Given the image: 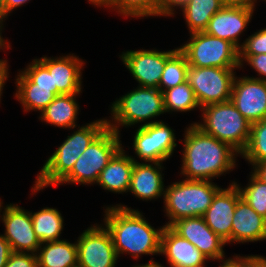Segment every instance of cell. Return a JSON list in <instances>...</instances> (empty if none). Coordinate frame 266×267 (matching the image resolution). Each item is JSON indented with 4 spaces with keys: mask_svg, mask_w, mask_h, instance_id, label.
<instances>
[{
    "mask_svg": "<svg viewBox=\"0 0 266 267\" xmlns=\"http://www.w3.org/2000/svg\"><path fill=\"white\" fill-rule=\"evenodd\" d=\"M131 175V183L128 192H131L136 199L151 201L164 197V174L163 163L160 162H142L135 159Z\"/></svg>",
    "mask_w": 266,
    "mask_h": 267,
    "instance_id": "20",
    "label": "cell"
},
{
    "mask_svg": "<svg viewBox=\"0 0 266 267\" xmlns=\"http://www.w3.org/2000/svg\"><path fill=\"white\" fill-rule=\"evenodd\" d=\"M240 156L252 166L266 161V118L251 124L247 146Z\"/></svg>",
    "mask_w": 266,
    "mask_h": 267,
    "instance_id": "29",
    "label": "cell"
},
{
    "mask_svg": "<svg viewBox=\"0 0 266 267\" xmlns=\"http://www.w3.org/2000/svg\"><path fill=\"white\" fill-rule=\"evenodd\" d=\"M12 252L9 242L0 234V267H5Z\"/></svg>",
    "mask_w": 266,
    "mask_h": 267,
    "instance_id": "40",
    "label": "cell"
},
{
    "mask_svg": "<svg viewBox=\"0 0 266 267\" xmlns=\"http://www.w3.org/2000/svg\"><path fill=\"white\" fill-rule=\"evenodd\" d=\"M157 263L158 262H156L155 260H153V258H151L148 263H145V264H142V265L141 264L133 265L132 267H159L157 265Z\"/></svg>",
    "mask_w": 266,
    "mask_h": 267,
    "instance_id": "47",
    "label": "cell"
},
{
    "mask_svg": "<svg viewBox=\"0 0 266 267\" xmlns=\"http://www.w3.org/2000/svg\"><path fill=\"white\" fill-rule=\"evenodd\" d=\"M249 176V181L244 188H241L237 182L234 183L245 202L266 219V184L253 172Z\"/></svg>",
    "mask_w": 266,
    "mask_h": 267,
    "instance_id": "32",
    "label": "cell"
},
{
    "mask_svg": "<svg viewBox=\"0 0 266 267\" xmlns=\"http://www.w3.org/2000/svg\"><path fill=\"white\" fill-rule=\"evenodd\" d=\"M220 189L212 181L183 179L165 188L164 212L170 226L176 220L203 216Z\"/></svg>",
    "mask_w": 266,
    "mask_h": 267,
    "instance_id": "4",
    "label": "cell"
},
{
    "mask_svg": "<svg viewBox=\"0 0 266 267\" xmlns=\"http://www.w3.org/2000/svg\"><path fill=\"white\" fill-rule=\"evenodd\" d=\"M223 7L221 0H189L181 9L189 33L204 32L212 16Z\"/></svg>",
    "mask_w": 266,
    "mask_h": 267,
    "instance_id": "26",
    "label": "cell"
},
{
    "mask_svg": "<svg viewBox=\"0 0 266 267\" xmlns=\"http://www.w3.org/2000/svg\"><path fill=\"white\" fill-rule=\"evenodd\" d=\"M16 76L15 98L22 104L24 112L41 113L57 97V89L36 87L21 71Z\"/></svg>",
    "mask_w": 266,
    "mask_h": 267,
    "instance_id": "25",
    "label": "cell"
},
{
    "mask_svg": "<svg viewBox=\"0 0 266 267\" xmlns=\"http://www.w3.org/2000/svg\"><path fill=\"white\" fill-rule=\"evenodd\" d=\"M106 8L126 18L157 16V0H113Z\"/></svg>",
    "mask_w": 266,
    "mask_h": 267,
    "instance_id": "31",
    "label": "cell"
},
{
    "mask_svg": "<svg viewBox=\"0 0 266 267\" xmlns=\"http://www.w3.org/2000/svg\"><path fill=\"white\" fill-rule=\"evenodd\" d=\"M183 142L180 174L184 179L212 181L237 166L236 157L240 154L195 124L186 127Z\"/></svg>",
    "mask_w": 266,
    "mask_h": 267,
    "instance_id": "1",
    "label": "cell"
},
{
    "mask_svg": "<svg viewBox=\"0 0 266 267\" xmlns=\"http://www.w3.org/2000/svg\"><path fill=\"white\" fill-rule=\"evenodd\" d=\"M165 112H188L196 108L201 110L193 89L185 81L162 92Z\"/></svg>",
    "mask_w": 266,
    "mask_h": 267,
    "instance_id": "28",
    "label": "cell"
},
{
    "mask_svg": "<svg viewBox=\"0 0 266 267\" xmlns=\"http://www.w3.org/2000/svg\"><path fill=\"white\" fill-rule=\"evenodd\" d=\"M133 137L135 155L143 162L163 163L174 153L177 146L174 130L162 120L138 126Z\"/></svg>",
    "mask_w": 266,
    "mask_h": 267,
    "instance_id": "10",
    "label": "cell"
},
{
    "mask_svg": "<svg viewBox=\"0 0 266 267\" xmlns=\"http://www.w3.org/2000/svg\"><path fill=\"white\" fill-rule=\"evenodd\" d=\"M235 181L227 188H220L213 197L211 205L203 218L207 226L226 244L231 243V229L237 200L241 197Z\"/></svg>",
    "mask_w": 266,
    "mask_h": 267,
    "instance_id": "16",
    "label": "cell"
},
{
    "mask_svg": "<svg viewBox=\"0 0 266 267\" xmlns=\"http://www.w3.org/2000/svg\"><path fill=\"white\" fill-rule=\"evenodd\" d=\"M5 22V0H0V23L4 25Z\"/></svg>",
    "mask_w": 266,
    "mask_h": 267,
    "instance_id": "46",
    "label": "cell"
},
{
    "mask_svg": "<svg viewBox=\"0 0 266 267\" xmlns=\"http://www.w3.org/2000/svg\"><path fill=\"white\" fill-rule=\"evenodd\" d=\"M33 229L41 243L61 240L64 219L56 208L45 207L37 212H31Z\"/></svg>",
    "mask_w": 266,
    "mask_h": 267,
    "instance_id": "27",
    "label": "cell"
},
{
    "mask_svg": "<svg viewBox=\"0 0 266 267\" xmlns=\"http://www.w3.org/2000/svg\"><path fill=\"white\" fill-rule=\"evenodd\" d=\"M263 267H266V257H263Z\"/></svg>",
    "mask_w": 266,
    "mask_h": 267,
    "instance_id": "49",
    "label": "cell"
},
{
    "mask_svg": "<svg viewBox=\"0 0 266 267\" xmlns=\"http://www.w3.org/2000/svg\"><path fill=\"white\" fill-rule=\"evenodd\" d=\"M248 267H263V256L255 255V260Z\"/></svg>",
    "mask_w": 266,
    "mask_h": 267,
    "instance_id": "45",
    "label": "cell"
},
{
    "mask_svg": "<svg viewBox=\"0 0 266 267\" xmlns=\"http://www.w3.org/2000/svg\"><path fill=\"white\" fill-rule=\"evenodd\" d=\"M0 200L1 221L5 227L2 236L9 242L14 252H29L36 254L41 242L33 229V221L30 211L23 209L17 204H7L2 206Z\"/></svg>",
    "mask_w": 266,
    "mask_h": 267,
    "instance_id": "12",
    "label": "cell"
},
{
    "mask_svg": "<svg viewBox=\"0 0 266 267\" xmlns=\"http://www.w3.org/2000/svg\"><path fill=\"white\" fill-rule=\"evenodd\" d=\"M38 60L52 74L53 88H57V96L62 94L82 93V71L85 62L75 54L59 57H41Z\"/></svg>",
    "mask_w": 266,
    "mask_h": 267,
    "instance_id": "17",
    "label": "cell"
},
{
    "mask_svg": "<svg viewBox=\"0 0 266 267\" xmlns=\"http://www.w3.org/2000/svg\"><path fill=\"white\" fill-rule=\"evenodd\" d=\"M188 2L189 0H157V17L174 16V8L182 9Z\"/></svg>",
    "mask_w": 266,
    "mask_h": 267,
    "instance_id": "37",
    "label": "cell"
},
{
    "mask_svg": "<svg viewBox=\"0 0 266 267\" xmlns=\"http://www.w3.org/2000/svg\"><path fill=\"white\" fill-rule=\"evenodd\" d=\"M113 0H88L89 3L97 7L106 8Z\"/></svg>",
    "mask_w": 266,
    "mask_h": 267,
    "instance_id": "44",
    "label": "cell"
},
{
    "mask_svg": "<svg viewBox=\"0 0 266 267\" xmlns=\"http://www.w3.org/2000/svg\"><path fill=\"white\" fill-rule=\"evenodd\" d=\"M231 101L251 124L266 118V82L249 76H235Z\"/></svg>",
    "mask_w": 266,
    "mask_h": 267,
    "instance_id": "14",
    "label": "cell"
},
{
    "mask_svg": "<svg viewBox=\"0 0 266 267\" xmlns=\"http://www.w3.org/2000/svg\"><path fill=\"white\" fill-rule=\"evenodd\" d=\"M252 172L266 184V161L253 166Z\"/></svg>",
    "mask_w": 266,
    "mask_h": 267,
    "instance_id": "43",
    "label": "cell"
},
{
    "mask_svg": "<svg viewBox=\"0 0 266 267\" xmlns=\"http://www.w3.org/2000/svg\"><path fill=\"white\" fill-rule=\"evenodd\" d=\"M2 28H4V26L0 23V36H2Z\"/></svg>",
    "mask_w": 266,
    "mask_h": 267,
    "instance_id": "48",
    "label": "cell"
},
{
    "mask_svg": "<svg viewBox=\"0 0 266 267\" xmlns=\"http://www.w3.org/2000/svg\"><path fill=\"white\" fill-rule=\"evenodd\" d=\"M188 66L186 56L178 49L165 63L158 89L164 92L184 83Z\"/></svg>",
    "mask_w": 266,
    "mask_h": 267,
    "instance_id": "30",
    "label": "cell"
},
{
    "mask_svg": "<svg viewBox=\"0 0 266 267\" xmlns=\"http://www.w3.org/2000/svg\"><path fill=\"white\" fill-rule=\"evenodd\" d=\"M255 260V255H233V258L223 259L219 267H248Z\"/></svg>",
    "mask_w": 266,
    "mask_h": 267,
    "instance_id": "39",
    "label": "cell"
},
{
    "mask_svg": "<svg viewBox=\"0 0 266 267\" xmlns=\"http://www.w3.org/2000/svg\"><path fill=\"white\" fill-rule=\"evenodd\" d=\"M29 1L30 0H5V20L14 9L20 8Z\"/></svg>",
    "mask_w": 266,
    "mask_h": 267,
    "instance_id": "42",
    "label": "cell"
},
{
    "mask_svg": "<svg viewBox=\"0 0 266 267\" xmlns=\"http://www.w3.org/2000/svg\"><path fill=\"white\" fill-rule=\"evenodd\" d=\"M223 6L256 9L257 0H221Z\"/></svg>",
    "mask_w": 266,
    "mask_h": 267,
    "instance_id": "41",
    "label": "cell"
},
{
    "mask_svg": "<svg viewBox=\"0 0 266 267\" xmlns=\"http://www.w3.org/2000/svg\"><path fill=\"white\" fill-rule=\"evenodd\" d=\"M170 227L181 237L192 243L209 260L225 259L224 246L227 245L206 224L203 216L176 220Z\"/></svg>",
    "mask_w": 266,
    "mask_h": 267,
    "instance_id": "15",
    "label": "cell"
},
{
    "mask_svg": "<svg viewBox=\"0 0 266 267\" xmlns=\"http://www.w3.org/2000/svg\"><path fill=\"white\" fill-rule=\"evenodd\" d=\"M253 12L250 8L224 6L212 16L204 32L229 41L239 50L240 35L246 31Z\"/></svg>",
    "mask_w": 266,
    "mask_h": 267,
    "instance_id": "18",
    "label": "cell"
},
{
    "mask_svg": "<svg viewBox=\"0 0 266 267\" xmlns=\"http://www.w3.org/2000/svg\"><path fill=\"white\" fill-rule=\"evenodd\" d=\"M36 256L38 267H78L77 244L66 239L41 243Z\"/></svg>",
    "mask_w": 266,
    "mask_h": 267,
    "instance_id": "24",
    "label": "cell"
},
{
    "mask_svg": "<svg viewBox=\"0 0 266 267\" xmlns=\"http://www.w3.org/2000/svg\"><path fill=\"white\" fill-rule=\"evenodd\" d=\"M263 240H266V219L240 197L233 215L231 244Z\"/></svg>",
    "mask_w": 266,
    "mask_h": 267,
    "instance_id": "21",
    "label": "cell"
},
{
    "mask_svg": "<svg viewBox=\"0 0 266 267\" xmlns=\"http://www.w3.org/2000/svg\"><path fill=\"white\" fill-rule=\"evenodd\" d=\"M202 122H193L204 133L234 148L239 154L246 148L251 123L237 110L231 100L201 108Z\"/></svg>",
    "mask_w": 266,
    "mask_h": 267,
    "instance_id": "6",
    "label": "cell"
},
{
    "mask_svg": "<svg viewBox=\"0 0 266 267\" xmlns=\"http://www.w3.org/2000/svg\"><path fill=\"white\" fill-rule=\"evenodd\" d=\"M5 267H38L37 256L29 252H12Z\"/></svg>",
    "mask_w": 266,
    "mask_h": 267,
    "instance_id": "36",
    "label": "cell"
},
{
    "mask_svg": "<svg viewBox=\"0 0 266 267\" xmlns=\"http://www.w3.org/2000/svg\"><path fill=\"white\" fill-rule=\"evenodd\" d=\"M245 62L260 76L253 78L266 82V53H261L258 55H239L240 68L243 67Z\"/></svg>",
    "mask_w": 266,
    "mask_h": 267,
    "instance_id": "35",
    "label": "cell"
},
{
    "mask_svg": "<svg viewBox=\"0 0 266 267\" xmlns=\"http://www.w3.org/2000/svg\"><path fill=\"white\" fill-rule=\"evenodd\" d=\"M78 267H115L118 256L109 231L102 224L88 227L78 237Z\"/></svg>",
    "mask_w": 266,
    "mask_h": 267,
    "instance_id": "11",
    "label": "cell"
},
{
    "mask_svg": "<svg viewBox=\"0 0 266 267\" xmlns=\"http://www.w3.org/2000/svg\"><path fill=\"white\" fill-rule=\"evenodd\" d=\"M28 66L21 71L36 87L53 88L52 74L38 60L34 59Z\"/></svg>",
    "mask_w": 266,
    "mask_h": 267,
    "instance_id": "33",
    "label": "cell"
},
{
    "mask_svg": "<svg viewBox=\"0 0 266 267\" xmlns=\"http://www.w3.org/2000/svg\"><path fill=\"white\" fill-rule=\"evenodd\" d=\"M189 39L179 50L190 66L240 69L239 50L229 41L206 32L192 33Z\"/></svg>",
    "mask_w": 266,
    "mask_h": 267,
    "instance_id": "8",
    "label": "cell"
},
{
    "mask_svg": "<svg viewBox=\"0 0 266 267\" xmlns=\"http://www.w3.org/2000/svg\"><path fill=\"white\" fill-rule=\"evenodd\" d=\"M122 147L100 172L96 182L102 189L123 194L130 188L131 175L135 160L127 155Z\"/></svg>",
    "mask_w": 266,
    "mask_h": 267,
    "instance_id": "22",
    "label": "cell"
},
{
    "mask_svg": "<svg viewBox=\"0 0 266 267\" xmlns=\"http://www.w3.org/2000/svg\"><path fill=\"white\" fill-rule=\"evenodd\" d=\"M266 53V28L254 32L243 40L239 55H258Z\"/></svg>",
    "mask_w": 266,
    "mask_h": 267,
    "instance_id": "34",
    "label": "cell"
},
{
    "mask_svg": "<svg viewBox=\"0 0 266 267\" xmlns=\"http://www.w3.org/2000/svg\"><path fill=\"white\" fill-rule=\"evenodd\" d=\"M130 50L120 54L121 61L139 86L158 89L166 61L178 50Z\"/></svg>",
    "mask_w": 266,
    "mask_h": 267,
    "instance_id": "13",
    "label": "cell"
},
{
    "mask_svg": "<svg viewBox=\"0 0 266 267\" xmlns=\"http://www.w3.org/2000/svg\"><path fill=\"white\" fill-rule=\"evenodd\" d=\"M104 208V226L111 235L118 258L124 253L133 259H139L141 255H160L164 225L155 229L143 213L124 204Z\"/></svg>",
    "mask_w": 266,
    "mask_h": 267,
    "instance_id": "2",
    "label": "cell"
},
{
    "mask_svg": "<svg viewBox=\"0 0 266 267\" xmlns=\"http://www.w3.org/2000/svg\"><path fill=\"white\" fill-rule=\"evenodd\" d=\"M1 49H11L10 42L6 41L4 37L0 36V51ZM8 62L6 59H0V103H1V97H2V91L5 85V82L9 78V67Z\"/></svg>",
    "mask_w": 266,
    "mask_h": 267,
    "instance_id": "38",
    "label": "cell"
},
{
    "mask_svg": "<svg viewBox=\"0 0 266 267\" xmlns=\"http://www.w3.org/2000/svg\"><path fill=\"white\" fill-rule=\"evenodd\" d=\"M111 119H107V127L120 134L119 127H131L136 124L144 126L159 122L152 120L166 113L163 94L159 89L137 86L112 103ZM151 120L148 122V120ZM146 121V122H145Z\"/></svg>",
    "mask_w": 266,
    "mask_h": 267,
    "instance_id": "5",
    "label": "cell"
},
{
    "mask_svg": "<svg viewBox=\"0 0 266 267\" xmlns=\"http://www.w3.org/2000/svg\"><path fill=\"white\" fill-rule=\"evenodd\" d=\"M80 94H62L57 96L39 115L41 121L62 129L77 127L79 104L76 100Z\"/></svg>",
    "mask_w": 266,
    "mask_h": 267,
    "instance_id": "23",
    "label": "cell"
},
{
    "mask_svg": "<svg viewBox=\"0 0 266 267\" xmlns=\"http://www.w3.org/2000/svg\"><path fill=\"white\" fill-rule=\"evenodd\" d=\"M121 134L106 127L86 148L75 162L71 171L56 185L96 184L100 172L112 157L123 147Z\"/></svg>",
    "mask_w": 266,
    "mask_h": 267,
    "instance_id": "7",
    "label": "cell"
},
{
    "mask_svg": "<svg viewBox=\"0 0 266 267\" xmlns=\"http://www.w3.org/2000/svg\"><path fill=\"white\" fill-rule=\"evenodd\" d=\"M107 127V118L97 119L78 125L76 131L57 147L46 160L41 171L37 174L32 193H38L48 186H56L73 168L80 155L86 150L90 143Z\"/></svg>",
    "mask_w": 266,
    "mask_h": 267,
    "instance_id": "3",
    "label": "cell"
},
{
    "mask_svg": "<svg viewBox=\"0 0 266 267\" xmlns=\"http://www.w3.org/2000/svg\"><path fill=\"white\" fill-rule=\"evenodd\" d=\"M160 254L165 255L170 267H205L208 260L192 243L177 234L170 226L163 228ZM157 265L165 267L159 262Z\"/></svg>",
    "mask_w": 266,
    "mask_h": 267,
    "instance_id": "19",
    "label": "cell"
},
{
    "mask_svg": "<svg viewBox=\"0 0 266 267\" xmlns=\"http://www.w3.org/2000/svg\"><path fill=\"white\" fill-rule=\"evenodd\" d=\"M236 69L188 66L186 82L193 89L200 108L231 100Z\"/></svg>",
    "mask_w": 266,
    "mask_h": 267,
    "instance_id": "9",
    "label": "cell"
}]
</instances>
